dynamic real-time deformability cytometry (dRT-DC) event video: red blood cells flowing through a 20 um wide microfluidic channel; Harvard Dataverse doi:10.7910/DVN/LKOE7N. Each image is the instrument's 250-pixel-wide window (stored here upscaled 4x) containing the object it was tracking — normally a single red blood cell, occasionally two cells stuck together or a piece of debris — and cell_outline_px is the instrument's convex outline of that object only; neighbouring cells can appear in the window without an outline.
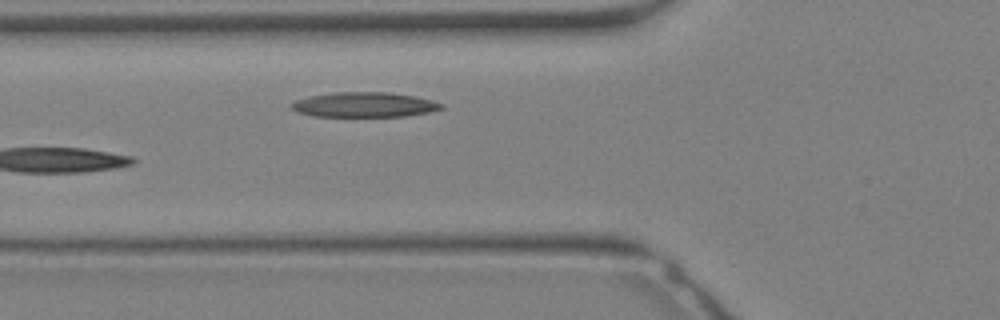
{"species": "Egyptian fruit bat (a non-hibernating species)", "species_latin": "Rousettus aegyptiacus", "temperature_condition": "warm", "stored_images_in_passage": 12, "camera_frame_rate_fps": 3000, "um_per_image_px": 0.085, "animal": {"sex": "female"}, "frame": {"image": 1, "passage_image": 12, "time_ms": 3.667, "image_size_px": [1000, 320], "cell_outline_px": [[444, 108], [428, 112], [404, 116], [312, 116], [296, 112], [292, 108], [292, 100], [308, 96], [332, 92], [392, 92], [416, 96], [432, 100], [444, 104]], "centroid_in_image_um": [30.95, 8.89], "position_along_channel_um": 94.9, "area_um2": 21.96}}